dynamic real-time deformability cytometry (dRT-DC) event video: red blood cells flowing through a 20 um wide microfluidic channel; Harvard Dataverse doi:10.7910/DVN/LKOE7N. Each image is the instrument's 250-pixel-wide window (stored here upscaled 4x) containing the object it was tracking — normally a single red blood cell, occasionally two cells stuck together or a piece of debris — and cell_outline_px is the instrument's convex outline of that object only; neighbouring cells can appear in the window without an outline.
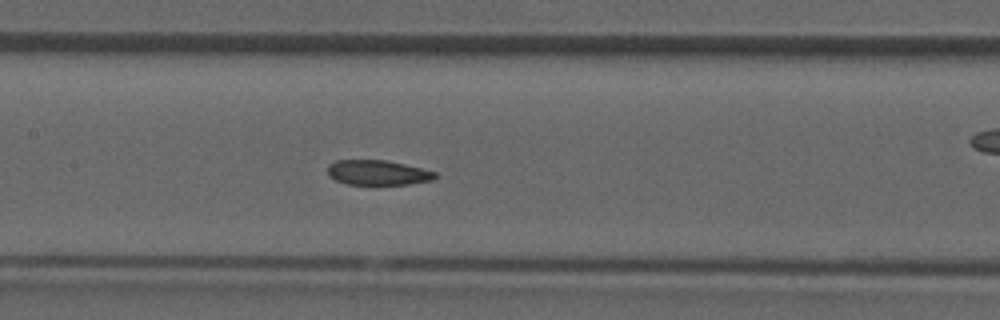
{"species": "common noctule bat (a hibernating species)", "species_latin": "Nyctalus noctula", "temperature_condition": "room temperature", "stored_images_in_passage": 40, "camera_frame_rate_fps": 3000, "um_per_image_px": 0.085, "animal": {"sex": "male", "forearm_length_mm": 52.5}, "frame": {"image": 1, "passage_image": 18, "time_ms": 5.667, "image_size_px": [1000, 320], "cell_outline_px": [[436, 176], [432, 180], [408, 184], [348, 184], [336, 180], [328, 176], [328, 164], [336, 160], [384, 160], [404, 164], [436, 172]], "centroid_in_image_um": [32.07, 14.67], "position_along_channel_um": 175.3, "area_um2": 15.43}}